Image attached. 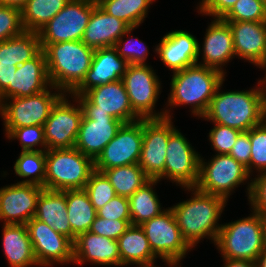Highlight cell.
Segmentation results:
<instances>
[{"mask_svg": "<svg viewBox=\"0 0 266 267\" xmlns=\"http://www.w3.org/2000/svg\"><path fill=\"white\" fill-rule=\"evenodd\" d=\"M222 85L217 87L203 119L241 132L266 119V85L260 80L254 88L242 91L221 92Z\"/></svg>", "mask_w": 266, "mask_h": 267, "instance_id": "obj_1", "label": "cell"}, {"mask_svg": "<svg viewBox=\"0 0 266 267\" xmlns=\"http://www.w3.org/2000/svg\"><path fill=\"white\" fill-rule=\"evenodd\" d=\"M184 189L191 191L193 196L170 207L182 237L192 249L203 238L215 243L222 226L218 222L227 201L220 196L201 192L196 187Z\"/></svg>", "mask_w": 266, "mask_h": 267, "instance_id": "obj_2", "label": "cell"}, {"mask_svg": "<svg viewBox=\"0 0 266 267\" xmlns=\"http://www.w3.org/2000/svg\"><path fill=\"white\" fill-rule=\"evenodd\" d=\"M225 76L218 70L199 64L173 73L166 108L190 105L191 114L202 118L217 87L225 81Z\"/></svg>", "mask_w": 266, "mask_h": 267, "instance_id": "obj_3", "label": "cell"}, {"mask_svg": "<svg viewBox=\"0 0 266 267\" xmlns=\"http://www.w3.org/2000/svg\"><path fill=\"white\" fill-rule=\"evenodd\" d=\"M43 51L51 85L70 96L90 69L95 50L78 40L48 44Z\"/></svg>", "mask_w": 266, "mask_h": 267, "instance_id": "obj_4", "label": "cell"}, {"mask_svg": "<svg viewBox=\"0 0 266 267\" xmlns=\"http://www.w3.org/2000/svg\"><path fill=\"white\" fill-rule=\"evenodd\" d=\"M251 212L246 218L222 224L214 243L222 258L256 262L266 247L260 213Z\"/></svg>", "mask_w": 266, "mask_h": 267, "instance_id": "obj_5", "label": "cell"}, {"mask_svg": "<svg viewBox=\"0 0 266 267\" xmlns=\"http://www.w3.org/2000/svg\"><path fill=\"white\" fill-rule=\"evenodd\" d=\"M94 170V160L75 147L47 150L45 189H84Z\"/></svg>", "mask_w": 266, "mask_h": 267, "instance_id": "obj_6", "label": "cell"}, {"mask_svg": "<svg viewBox=\"0 0 266 267\" xmlns=\"http://www.w3.org/2000/svg\"><path fill=\"white\" fill-rule=\"evenodd\" d=\"M213 156L208 162L200 157L199 179L195 187L201 192L220 196L228 202L235 188L247 183L246 196L249 197L252 178L247 168L229 154Z\"/></svg>", "mask_w": 266, "mask_h": 267, "instance_id": "obj_7", "label": "cell"}, {"mask_svg": "<svg viewBox=\"0 0 266 267\" xmlns=\"http://www.w3.org/2000/svg\"><path fill=\"white\" fill-rule=\"evenodd\" d=\"M133 112L140 119L171 118L169 107L156 112L155 106L161 94V82L155 70L148 64L128 65L122 78Z\"/></svg>", "mask_w": 266, "mask_h": 267, "instance_id": "obj_8", "label": "cell"}, {"mask_svg": "<svg viewBox=\"0 0 266 267\" xmlns=\"http://www.w3.org/2000/svg\"><path fill=\"white\" fill-rule=\"evenodd\" d=\"M144 230L152 252L170 266H179L181 259L194 250L182 237L171 208H166L158 216L143 222Z\"/></svg>", "mask_w": 266, "mask_h": 267, "instance_id": "obj_9", "label": "cell"}, {"mask_svg": "<svg viewBox=\"0 0 266 267\" xmlns=\"http://www.w3.org/2000/svg\"><path fill=\"white\" fill-rule=\"evenodd\" d=\"M53 89L56 91L53 92ZM63 95L62 91L51 85L45 91L28 97L3 100L0 103V115L4 128L44 126L52 107Z\"/></svg>", "mask_w": 266, "mask_h": 267, "instance_id": "obj_10", "label": "cell"}, {"mask_svg": "<svg viewBox=\"0 0 266 267\" xmlns=\"http://www.w3.org/2000/svg\"><path fill=\"white\" fill-rule=\"evenodd\" d=\"M94 8L92 0H70L38 32L41 50L48 44L82 40Z\"/></svg>", "mask_w": 266, "mask_h": 267, "instance_id": "obj_11", "label": "cell"}, {"mask_svg": "<svg viewBox=\"0 0 266 267\" xmlns=\"http://www.w3.org/2000/svg\"><path fill=\"white\" fill-rule=\"evenodd\" d=\"M71 98H74L73 102H76V106L71 103L68 94H64L52 107L50 115L44 123L46 151L75 146L83 111L78 100L72 96Z\"/></svg>", "mask_w": 266, "mask_h": 267, "instance_id": "obj_12", "label": "cell"}, {"mask_svg": "<svg viewBox=\"0 0 266 267\" xmlns=\"http://www.w3.org/2000/svg\"><path fill=\"white\" fill-rule=\"evenodd\" d=\"M71 96L78 100L83 112L108 113L124 124L140 120L133 112L122 79L91 88L83 95Z\"/></svg>", "mask_w": 266, "mask_h": 267, "instance_id": "obj_13", "label": "cell"}, {"mask_svg": "<svg viewBox=\"0 0 266 267\" xmlns=\"http://www.w3.org/2000/svg\"><path fill=\"white\" fill-rule=\"evenodd\" d=\"M200 154L178 129L169 136L164 179L181 187H195L199 179Z\"/></svg>", "mask_w": 266, "mask_h": 267, "instance_id": "obj_14", "label": "cell"}, {"mask_svg": "<svg viewBox=\"0 0 266 267\" xmlns=\"http://www.w3.org/2000/svg\"><path fill=\"white\" fill-rule=\"evenodd\" d=\"M175 129L171 118L143 119V140L138 165L150 179H164L168 140Z\"/></svg>", "mask_w": 266, "mask_h": 267, "instance_id": "obj_15", "label": "cell"}, {"mask_svg": "<svg viewBox=\"0 0 266 267\" xmlns=\"http://www.w3.org/2000/svg\"><path fill=\"white\" fill-rule=\"evenodd\" d=\"M143 140V119L125 123L94 160L95 170L138 164Z\"/></svg>", "mask_w": 266, "mask_h": 267, "instance_id": "obj_16", "label": "cell"}, {"mask_svg": "<svg viewBox=\"0 0 266 267\" xmlns=\"http://www.w3.org/2000/svg\"><path fill=\"white\" fill-rule=\"evenodd\" d=\"M39 267L73 264V241L48 224L31 218L26 224Z\"/></svg>", "mask_w": 266, "mask_h": 267, "instance_id": "obj_17", "label": "cell"}, {"mask_svg": "<svg viewBox=\"0 0 266 267\" xmlns=\"http://www.w3.org/2000/svg\"><path fill=\"white\" fill-rule=\"evenodd\" d=\"M123 124L108 113L83 112L74 147L95 160Z\"/></svg>", "mask_w": 266, "mask_h": 267, "instance_id": "obj_18", "label": "cell"}, {"mask_svg": "<svg viewBox=\"0 0 266 267\" xmlns=\"http://www.w3.org/2000/svg\"><path fill=\"white\" fill-rule=\"evenodd\" d=\"M44 188L36 184L14 183L0 188V221L26 224L34 217L37 200Z\"/></svg>", "mask_w": 266, "mask_h": 267, "instance_id": "obj_19", "label": "cell"}, {"mask_svg": "<svg viewBox=\"0 0 266 267\" xmlns=\"http://www.w3.org/2000/svg\"><path fill=\"white\" fill-rule=\"evenodd\" d=\"M206 29L202 48L198 44V61L202 52L203 61L197 64L226 74L224 66L236 57L233 46V35L229 24L221 18H214Z\"/></svg>", "mask_w": 266, "mask_h": 267, "instance_id": "obj_20", "label": "cell"}, {"mask_svg": "<svg viewBox=\"0 0 266 267\" xmlns=\"http://www.w3.org/2000/svg\"><path fill=\"white\" fill-rule=\"evenodd\" d=\"M199 43L189 31L172 30L161 38L154 52L159 55L163 64L175 73L197 64Z\"/></svg>", "mask_w": 266, "mask_h": 267, "instance_id": "obj_21", "label": "cell"}, {"mask_svg": "<svg viewBox=\"0 0 266 267\" xmlns=\"http://www.w3.org/2000/svg\"><path fill=\"white\" fill-rule=\"evenodd\" d=\"M50 86L46 56L41 50L34 58L17 66L12 84L0 94V103L9 98L28 97L40 93Z\"/></svg>", "mask_w": 266, "mask_h": 267, "instance_id": "obj_22", "label": "cell"}, {"mask_svg": "<svg viewBox=\"0 0 266 267\" xmlns=\"http://www.w3.org/2000/svg\"><path fill=\"white\" fill-rule=\"evenodd\" d=\"M233 35L236 58L260 68L266 61V21H225Z\"/></svg>", "mask_w": 266, "mask_h": 267, "instance_id": "obj_23", "label": "cell"}, {"mask_svg": "<svg viewBox=\"0 0 266 267\" xmlns=\"http://www.w3.org/2000/svg\"><path fill=\"white\" fill-rule=\"evenodd\" d=\"M127 66L128 63L118 54L114 46L96 49L90 69L71 95H83L91 88L121 80Z\"/></svg>", "mask_w": 266, "mask_h": 267, "instance_id": "obj_24", "label": "cell"}, {"mask_svg": "<svg viewBox=\"0 0 266 267\" xmlns=\"http://www.w3.org/2000/svg\"><path fill=\"white\" fill-rule=\"evenodd\" d=\"M121 266L118 241L87 231L73 242V264Z\"/></svg>", "mask_w": 266, "mask_h": 267, "instance_id": "obj_25", "label": "cell"}, {"mask_svg": "<svg viewBox=\"0 0 266 267\" xmlns=\"http://www.w3.org/2000/svg\"><path fill=\"white\" fill-rule=\"evenodd\" d=\"M129 28L124 21L108 14L95 3L81 41L94 50L111 47Z\"/></svg>", "mask_w": 266, "mask_h": 267, "instance_id": "obj_26", "label": "cell"}, {"mask_svg": "<svg viewBox=\"0 0 266 267\" xmlns=\"http://www.w3.org/2000/svg\"><path fill=\"white\" fill-rule=\"evenodd\" d=\"M2 245L10 267H33L38 263L25 224H3Z\"/></svg>", "mask_w": 266, "mask_h": 267, "instance_id": "obj_27", "label": "cell"}, {"mask_svg": "<svg viewBox=\"0 0 266 267\" xmlns=\"http://www.w3.org/2000/svg\"><path fill=\"white\" fill-rule=\"evenodd\" d=\"M34 218L73 241V232L67 216L66 190L43 189L37 200Z\"/></svg>", "mask_w": 266, "mask_h": 267, "instance_id": "obj_28", "label": "cell"}, {"mask_svg": "<svg viewBox=\"0 0 266 267\" xmlns=\"http://www.w3.org/2000/svg\"><path fill=\"white\" fill-rule=\"evenodd\" d=\"M121 266L159 267L155 265L158 258L150 247L144 230L140 225H130L118 238Z\"/></svg>", "mask_w": 266, "mask_h": 267, "instance_id": "obj_29", "label": "cell"}, {"mask_svg": "<svg viewBox=\"0 0 266 267\" xmlns=\"http://www.w3.org/2000/svg\"><path fill=\"white\" fill-rule=\"evenodd\" d=\"M66 204L74 242L80 234L90 230L97 214L84 189L66 190Z\"/></svg>", "mask_w": 266, "mask_h": 267, "instance_id": "obj_30", "label": "cell"}, {"mask_svg": "<svg viewBox=\"0 0 266 267\" xmlns=\"http://www.w3.org/2000/svg\"><path fill=\"white\" fill-rule=\"evenodd\" d=\"M41 51L37 32L23 31L20 35L0 42V63L21 65Z\"/></svg>", "mask_w": 266, "mask_h": 267, "instance_id": "obj_31", "label": "cell"}, {"mask_svg": "<svg viewBox=\"0 0 266 267\" xmlns=\"http://www.w3.org/2000/svg\"><path fill=\"white\" fill-rule=\"evenodd\" d=\"M159 182L158 179H150L129 197L131 225H141L166 210L162 209L154 189Z\"/></svg>", "mask_w": 266, "mask_h": 267, "instance_id": "obj_32", "label": "cell"}, {"mask_svg": "<svg viewBox=\"0 0 266 267\" xmlns=\"http://www.w3.org/2000/svg\"><path fill=\"white\" fill-rule=\"evenodd\" d=\"M70 0H27L21 9L25 31L39 32Z\"/></svg>", "mask_w": 266, "mask_h": 267, "instance_id": "obj_33", "label": "cell"}, {"mask_svg": "<svg viewBox=\"0 0 266 267\" xmlns=\"http://www.w3.org/2000/svg\"><path fill=\"white\" fill-rule=\"evenodd\" d=\"M103 173L116 194L128 198L150 180L138 164L106 169Z\"/></svg>", "mask_w": 266, "mask_h": 267, "instance_id": "obj_34", "label": "cell"}, {"mask_svg": "<svg viewBox=\"0 0 266 267\" xmlns=\"http://www.w3.org/2000/svg\"><path fill=\"white\" fill-rule=\"evenodd\" d=\"M153 2L155 0H102L98 5L129 27H139L147 17Z\"/></svg>", "mask_w": 266, "mask_h": 267, "instance_id": "obj_35", "label": "cell"}, {"mask_svg": "<svg viewBox=\"0 0 266 267\" xmlns=\"http://www.w3.org/2000/svg\"><path fill=\"white\" fill-rule=\"evenodd\" d=\"M13 168L17 176L24 178L17 183L36 184L45 189L46 151H21Z\"/></svg>", "mask_w": 266, "mask_h": 267, "instance_id": "obj_36", "label": "cell"}, {"mask_svg": "<svg viewBox=\"0 0 266 267\" xmlns=\"http://www.w3.org/2000/svg\"><path fill=\"white\" fill-rule=\"evenodd\" d=\"M4 130L5 136L9 140H19L22 151H46L44 126H24L20 128H4Z\"/></svg>", "mask_w": 266, "mask_h": 267, "instance_id": "obj_37", "label": "cell"}, {"mask_svg": "<svg viewBox=\"0 0 266 267\" xmlns=\"http://www.w3.org/2000/svg\"><path fill=\"white\" fill-rule=\"evenodd\" d=\"M136 28L138 27H130L114 45L118 54L128 63V65L147 64L146 60L149 54L148 46H144L146 45L144 42L139 40L138 37H132L130 34ZM127 35L130 38L126 40L125 36Z\"/></svg>", "mask_w": 266, "mask_h": 267, "instance_id": "obj_38", "label": "cell"}, {"mask_svg": "<svg viewBox=\"0 0 266 267\" xmlns=\"http://www.w3.org/2000/svg\"><path fill=\"white\" fill-rule=\"evenodd\" d=\"M84 190L96 211L117 195L105 174L97 170L91 173Z\"/></svg>", "mask_w": 266, "mask_h": 267, "instance_id": "obj_39", "label": "cell"}, {"mask_svg": "<svg viewBox=\"0 0 266 267\" xmlns=\"http://www.w3.org/2000/svg\"><path fill=\"white\" fill-rule=\"evenodd\" d=\"M223 21H266V5L260 0H238L221 18Z\"/></svg>", "mask_w": 266, "mask_h": 267, "instance_id": "obj_40", "label": "cell"}, {"mask_svg": "<svg viewBox=\"0 0 266 267\" xmlns=\"http://www.w3.org/2000/svg\"><path fill=\"white\" fill-rule=\"evenodd\" d=\"M251 142L250 175L266 172V119L249 130Z\"/></svg>", "mask_w": 266, "mask_h": 267, "instance_id": "obj_41", "label": "cell"}, {"mask_svg": "<svg viewBox=\"0 0 266 267\" xmlns=\"http://www.w3.org/2000/svg\"><path fill=\"white\" fill-rule=\"evenodd\" d=\"M240 133L241 131L238 129L214 124V127L209 131L208 140L216 152L215 154L228 155Z\"/></svg>", "mask_w": 266, "mask_h": 267, "instance_id": "obj_42", "label": "cell"}, {"mask_svg": "<svg viewBox=\"0 0 266 267\" xmlns=\"http://www.w3.org/2000/svg\"><path fill=\"white\" fill-rule=\"evenodd\" d=\"M24 31L21 22V10L0 5V42L20 35Z\"/></svg>", "mask_w": 266, "mask_h": 267, "instance_id": "obj_43", "label": "cell"}, {"mask_svg": "<svg viewBox=\"0 0 266 267\" xmlns=\"http://www.w3.org/2000/svg\"><path fill=\"white\" fill-rule=\"evenodd\" d=\"M130 225L131 220H111L96 216L89 231L109 239L118 240Z\"/></svg>", "mask_w": 266, "mask_h": 267, "instance_id": "obj_44", "label": "cell"}, {"mask_svg": "<svg viewBox=\"0 0 266 267\" xmlns=\"http://www.w3.org/2000/svg\"><path fill=\"white\" fill-rule=\"evenodd\" d=\"M96 214L104 219L131 220L129 198L116 195L102 208L98 209Z\"/></svg>", "mask_w": 266, "mask_h": 267, "instance_id": "obj_45", "label": "cell"}, {"mask_svg": "<svg viewBox=\"0 0 266 267\" xmlns=\"http://www.w3.org/2000/svg\"><path fill=\"white\" fill-rule=\"evenodd\" d=\"M251 180V190L248 197L252 211L258 213L266 212V172L256 175Z\"/></svg>", "mask_w": 266, "mask_h": 267, "instance_id": "obj_46", "label": "cell"}, {"mask_svg": "<svg viewBox=\"0 0 266 267\" xmlns=\"http://www.w3.org/2000/svg\"><path fill=\"white\" fill-rule=\"evenodd\" d=\"M251 142L249 131L241 132L229 153L236 161L242 163L250 174Z\"/></svg>", "mask_w": 266, "mask_h": 267, "instance_id": "obj_47", "label": "cell"}, {"mask_svg": "<svg viewBox=\"0 0 266 267\" xmlns=\"http://www.w3.org/2000/svg\"><path fill=\"white\" fill-rule=\"evenodd\" d=\"M238 0H201L197 12L214 18H222Z\"/></svg>", "mask_w": 266, "mask_h": 267, "instance_id": "obj_48", "label": "cell"}, {"mask_svg": "<svg viewBox=\"0 0 266 267\" xmlns=\"http://www.w3.org/2000/svg\"><path fill=\"white\" fill-rule=\"evenodd\" d=\"M17 66L0 63V94L12 84V77L15 75Z\"/></svg>", "mask_w": 266, "mask_h": 267, "instance_id": "obj_49", "label": "cell"}, {"mask_svg": "<svg viewBox=\"0 0 266 267\" xmlns=\"http://www.w3.org/2000/svg\"><path fill=\"white\" fill-rule=\"evenodd\" d=\"M224 267H256V262L251 260H233L222 258Z\"/></svg>", "mask_w": 266, "mask_h": 267, "instance_id": "obj_50", "label": "cell"}, {"mask_svg": "<svg viewBox=\"0 0 266 267\" xmlns=\"http://www.w3.org/2000/svg\"><path fill=\"white\" fill-rule=\"evenodd\" d=\"M26 3L27 0H0V5L11 6L20 10L25 6Z\"/></svg>", "mask_w": 266, "mask_h": 267, "instance_id": "obj_51", "label": "cell"}, {"mask_svg": "<svg viewBox=\"0 0 266 267\" xmlns=\"http://www.w3.org/2000/svg\"><path fill=\"white\" fill-rule=\"evenodd\" d=\"M256 267H266V247L258 255L256 260Z\"/></svg>", "mask_w": 266, "mask_h": 267, "instance_id": "obj_52", "label": "cell"}, {"mask_svg": "<svg viewBox=\"0 0 266 267\" xmlns=\"http://www.w3.org/2000/svg\"><path fill=\"white\" fill-rule=\"evenodd\" d=\"M262 226H263V232H264V238L266 242V212L260 213Z\"/></svg>", "mask_w": 266, "mask_h": 267, "instance_id": "obj_53", "label": "cell"}, {"mask_svg": "<svg viewBox=\"0 0 266 267\" xmlns=\"http://www.w3.org/2000/svg\"><path fill=\"white\" fill-rule=\"evenodd\" d=\"M261 69L265 70L266 69V61L263 63V65L260 67ZM266 73V70H265ZM265 77L263 79H260V81L266 85V74L264 75Z\"/></svg>", "mask_w": 266, "mask_h": 267, "instance_id": "obj_54", "label": "cell"}, {"mask_svg": "<svg viewBox=\"0 0 266 267\" xmlns=\"http://www.w3.org/2000/svg\"><path fill=\"white\" fill-rule=\"evenodd\" d=\"M94 3L99 4L102 0H92Z\"/></svg>", "mask_w": 266, "mask_h": 267, "instance_id": "obj_55", "label": "cell"}, {"mask_svg": "<svg viewBox=\"0 0 266 267\" xmlns=\"http://www.w3.org/2000/svg\"><path fill=\"white\" fill-rule=\"evenodd\" d=\"M261 2H263L266 5V0H260Z\"/></svg>", "mask_w": 266, "mask_h": 267, "instance_id": "obj_56", "label": "cell"}]
</instances>
